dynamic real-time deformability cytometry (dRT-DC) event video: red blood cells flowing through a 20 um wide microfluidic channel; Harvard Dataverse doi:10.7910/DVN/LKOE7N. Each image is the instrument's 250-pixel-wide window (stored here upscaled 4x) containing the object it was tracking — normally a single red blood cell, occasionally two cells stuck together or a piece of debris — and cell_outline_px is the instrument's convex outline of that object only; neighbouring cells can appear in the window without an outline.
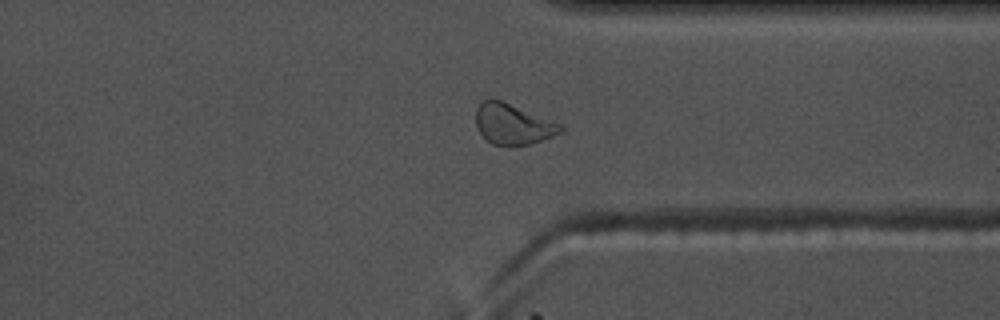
{"species": "common noctule bat (a hibernating species)", "species_latin": "Nyctalus noctula", "temperature_condition": "warm", "stored_images_in_passage": 45, "camera_frame_rate_fps": 3000, "um_per_image_px": 0.085, "animal": {"sex": "male", "body_mass_g": 17.5, "forearm_length_mm": 52.3}, "frame": {"image": 1, "passage_image": 32, "time_ms": 10.333, "image_size_px": [1000, 320], "cell_outline_px": [[564, 128], [560, 132], [552, 136], [528, 144], [492, 144], [480, 132], [476, 124], [476, 108], [484, 100], [500, 100], [564, 124]], "centroid_in_image_um": [43.62, 10.53], "position_along_channel_um": 367.8, "area_um2": 19.54}, "authors_computed_cell_mechanics": {"area_um2": 19.9988, "velocity_mm_per_s": 3.6296, "shape_relaxation_time_tau1_ms": 7.1583, "shape_relaxation_time_tau2_ms": 1.8684, "deformation_change_tau1": 0.1442, "deformation_change_tau2": 0.0692}}